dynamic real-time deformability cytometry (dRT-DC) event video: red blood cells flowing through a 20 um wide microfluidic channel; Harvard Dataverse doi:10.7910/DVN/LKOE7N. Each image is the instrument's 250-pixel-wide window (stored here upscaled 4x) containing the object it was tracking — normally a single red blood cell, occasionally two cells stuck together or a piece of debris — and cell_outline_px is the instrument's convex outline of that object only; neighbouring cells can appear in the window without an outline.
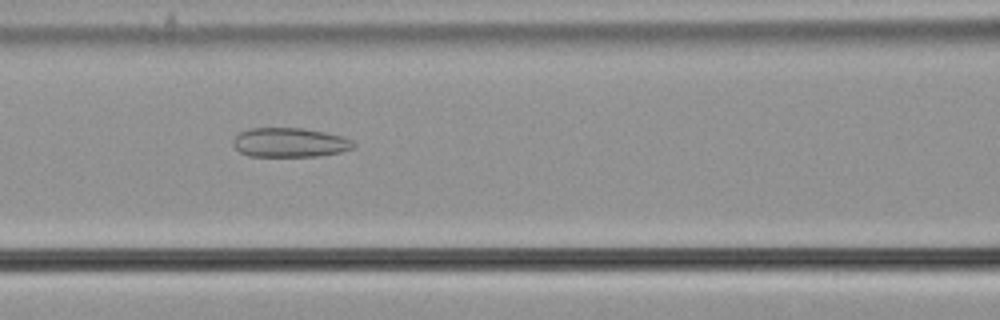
{"species": "common noctule bat (a hibernating species)", "species_latin": "Nyctalus noctula", "temperature_condition": "cold", "stored_images_in_passage": 49, "camera_frame_rate_fps": 3000, "um_per_image_px": 0.085, "animal": {"sex": "male", "body_mass_g": 21.5, "forearm_length_mm": 52.0}, "frame": {"image": 1, "passage_image": 18, "time_ms": 5.667, "image_size_px": [1000, 320], "cell_outline_px": [[356, 144], [352, 148], [340, 152], [320, 156], [248, 156], [240, 152], [232, 144], [232, 140], [240, 132], [252, 128], [304, 128], [324, 132], [340, 136], [352, 140]], "centroid_in_image_um": [24.61, 12.11], "position_along_channel_um": 142.0, "area_um2": 20.52}}
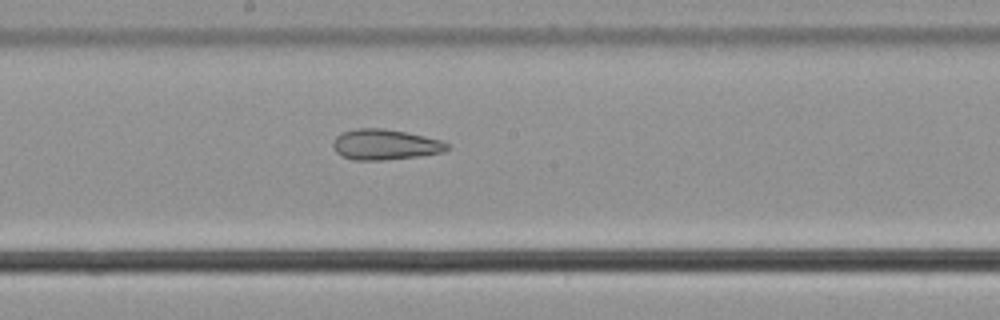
{"frame": {"image": 2, "passage_image": 24, "time_ms": 7.667, "image_size_px": [1000, 320], "cell_outline_px": [[448, 148], [444, 152], [420, 156], [384, 160], [352, 160], [340, 156], [336, 152], [332, 144], [332, 140], [336, 136], [344, 132], [356, 128], [384, 128], [408, 132], [440, 140], [448, 144]], "centroid_in_image_um": [32.7, 12.29], "position_along_channel_um": 215.5, "area_um2": 20.46}}
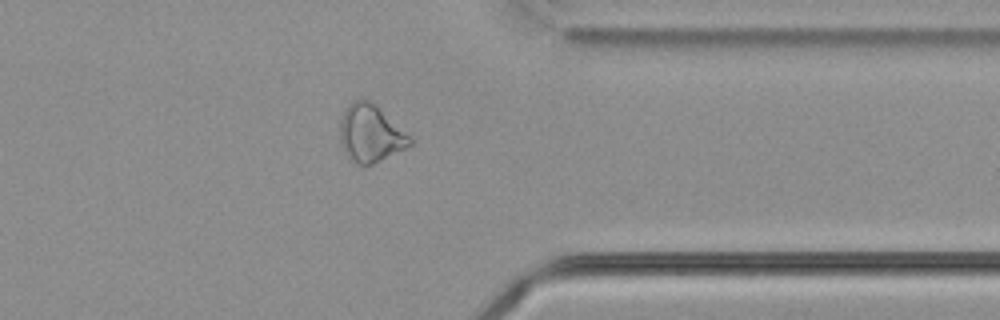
{"frame": {"image": 3, "passage_image": 38, "time_ms": 12.333, "image_size_px": [1000, 320], "cell_outline_px": [[412, 144], [372, 164], [356, 164], [352, 160], [344, 148], [340, 140], [340, 120], [348, 104], [352, 100], [360, 96], [364, 96], [376, 104], [412, 136]], "centroid_in_image_um": [31.5, 11.26], "position_along_channel_um": 379.9, "area_um2": 23.47}, "authors_computed_cell_mechanics": {"area_um2": 24.0448, "velocity_mm_per_s": 3.6826, "shape_relaxation_time_tau1_ms": null, "shape_relaxation_time_tau2_ms": 4.4553, "deformation_change_tau1": null, "deformation_change_tau2": 0.1264}}